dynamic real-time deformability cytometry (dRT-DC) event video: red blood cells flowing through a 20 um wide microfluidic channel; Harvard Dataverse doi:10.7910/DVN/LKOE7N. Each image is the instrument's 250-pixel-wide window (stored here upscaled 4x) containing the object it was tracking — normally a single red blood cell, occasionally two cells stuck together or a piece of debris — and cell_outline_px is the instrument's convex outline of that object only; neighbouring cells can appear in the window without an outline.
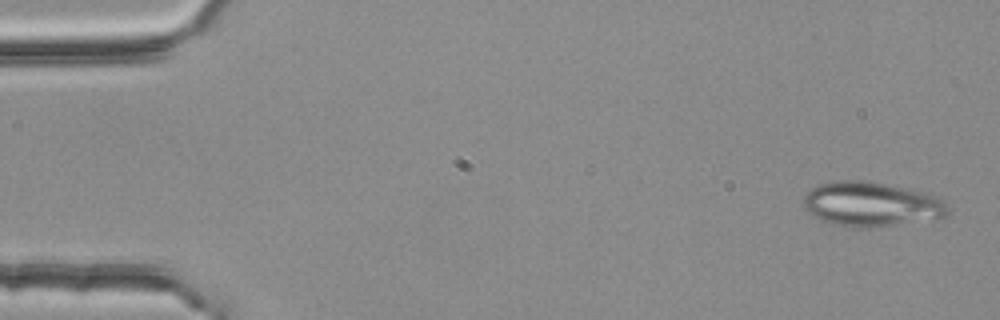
{"species": "common noctule bat (a hibernating species)", "species_latin": "Nyctalus noctula", "temperature_condition": "room temperature", "stored_images_in_passage": 3, "camera_frame_rate_fps": 3000, "um_per_image_px": 0.085, "animal": {"sex": "female", "body_mass_g": 25.1}, "frame": {"image": 1, "passage_image": 1, "time_ms": 0.0, "image_size_px": [1000, 320], "cell_outline_px": [[948, 212], [944, 216], [936, 220], [868, 228], [852, 228], [836, 224], [824, 220], [816, 216], [804, 204], [804, 196], [812, 188], [820, 184], [840, 180], [856, 180], [884, 184], [920, 192], [936, 196], [944, 200], [948, 208]], "centroid_in_image_um": [74.12, 17.38], "position_along_channel_um": 10.9, "area_um2": 36.93}}